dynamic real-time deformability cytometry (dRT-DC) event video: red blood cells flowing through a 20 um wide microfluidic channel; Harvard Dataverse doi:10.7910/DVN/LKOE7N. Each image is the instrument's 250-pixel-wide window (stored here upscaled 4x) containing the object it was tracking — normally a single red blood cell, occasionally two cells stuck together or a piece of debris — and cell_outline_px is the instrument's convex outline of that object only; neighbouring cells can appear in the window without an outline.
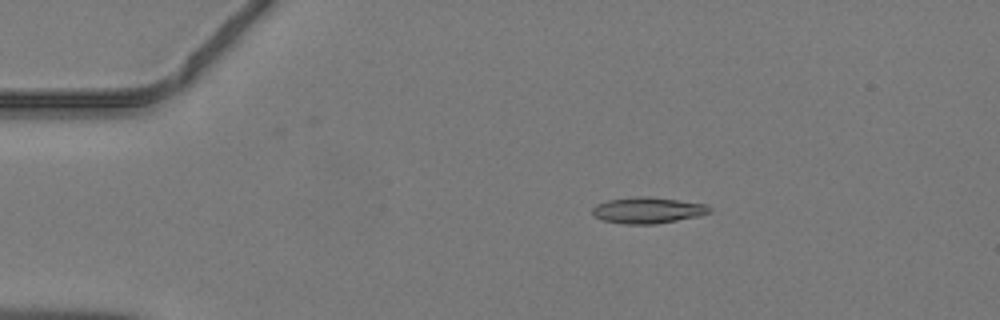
{"species": "common noctule bat (a hibernating species)", "species_latin": "Nyctalus noctula", "temperature_condition": "warm", "stored_images_in_passage": 46, "camera_frame_rate_fps": 3000, "um_per_image_px": 0.085, "animal": {"sex": "male", "body_mass_g": 19.2, "forearm_length_mm": 51.8}, "frame": {"image": 1, "passage_image": 9, "time_ms": 2.667, "image_size_px": [1000, 320], "cell_outline_px": [[712, 212], [700, 216], [656, 224], [624, 224], [600, 220], [592, 212], [592, 208], [596, 204], [608, 200], [636, 196], [648, 196], [708, 204], [712, 208]], "centroid_in_image_um": [55.09, 17.87], "position_along_channel_um": 29.9, "area_um2": 18.09}}
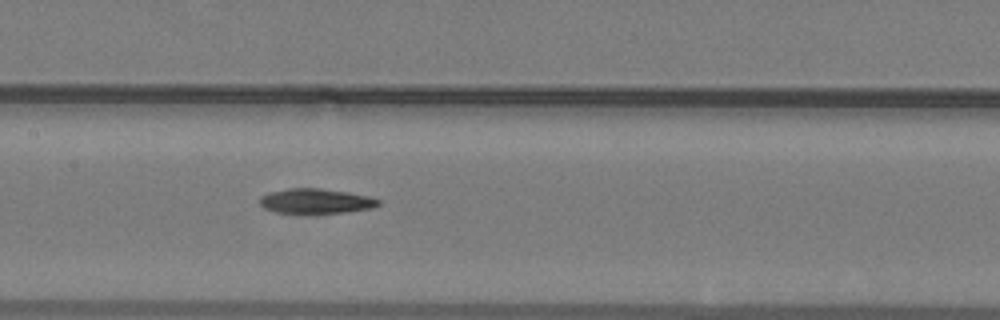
{"frame": {"image": 2, "passage_image": 23, "time_ms": 7.333, "image_size_px": [1000, 320], "cell_outline_px": [[380, 204], [372, 208], [344, 212], [276, 212], [264, 208], [260, 204], [260, 196], [268, 192], [288, 188], [320, 188], [348, 192], [368, 196], [380, 200]], "centroid_in_image_um": [26.83, 17.07], "position_along_channel_um": 180.6, "area_um2": 16.94}}
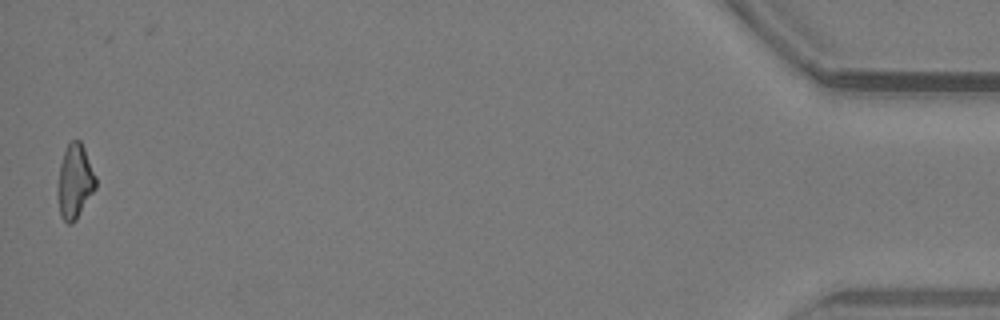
{"frame": {"image": 3, "passage_image": 46, "time_ms": 15.0, "image_size_px": [1000, 320], "cell_outline_px": [[96, 188], [76, 220], [72, 224], [68, 224], [60, 216], [56, 192], [60, 164], [64, 152], [68, 144], [72, 140], [80, 140], [84, 148], [96, 176]], "centroid_in_image_um": [6.34, 15.46], "position_along_channel_um": 428.9, "area_um2": 16.59}}